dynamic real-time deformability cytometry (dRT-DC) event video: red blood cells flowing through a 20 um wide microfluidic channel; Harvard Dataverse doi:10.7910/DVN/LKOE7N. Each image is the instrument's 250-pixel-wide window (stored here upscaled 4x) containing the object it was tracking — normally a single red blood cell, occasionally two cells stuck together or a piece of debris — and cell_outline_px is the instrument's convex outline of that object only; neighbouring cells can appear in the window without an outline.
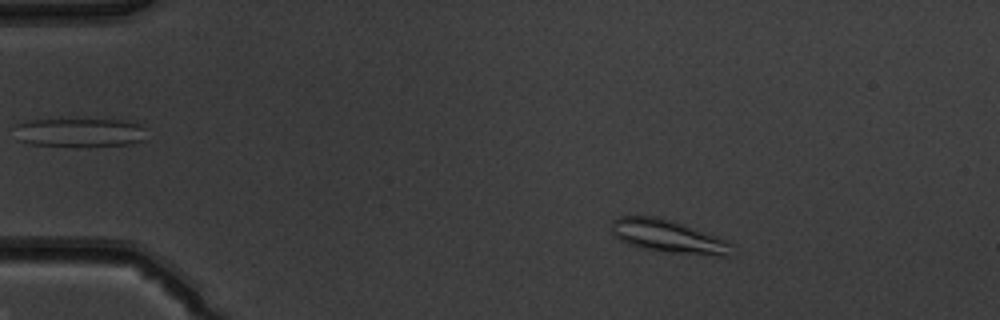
{"species": "common noctule bat (a hibernating species)", "species_latin": "Nyctalus noctula", "temperature_condition": "warm", "stored_images_in_passage": 45, "camera_frame_rate_fps": 3000, "um_per_image_px": 0.085, "animal": {"sex": "male", "body_mass_g": 19.5, "forearm_length_mm": 54.6}, "frame": {"image": 1, "passage_image": 3, "time_ms": 0.667, "image_size_px": [1000, 320], "cell_outline_px": [[732, 244], [728, 256], [720, 256], [672, 252], [640, 248], [628, 244], [620, 240], [612, 232], [612, 220], [620, 216], [656, 216], [716, 236]], "centroid_in_image_um": [56.73, 20.09], "position_along_channel_um": 28.3, "area_um2": 22.37}}
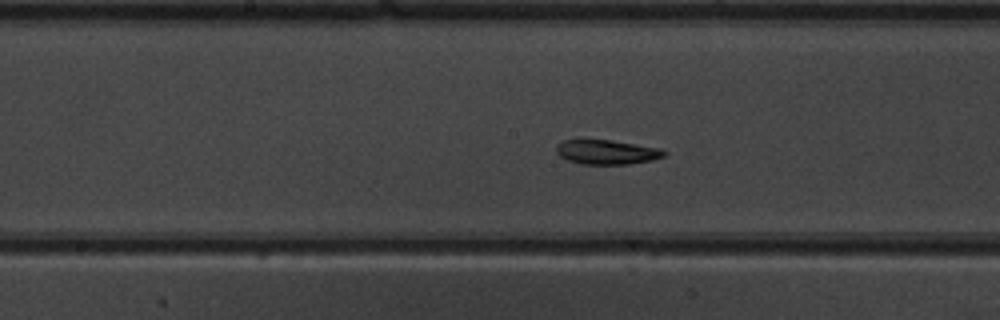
{"frame": {"image": 2, "passage_image": 21, "time_ms": 6.667, "image_size_px": [1000, 320], "cell_outline_px": [[668, 152], [664, 156], [652, 160], [628, 164], [580, 164], [568, 160], [560, 156], [556, 152], [556, 144], [564, 140], [580, 136], [612, 140], [660, 148]], "centroid_in_image_um": [51.5, 12.88], "position_along_channel_um": 196.7, "area_um2": 16.07}}
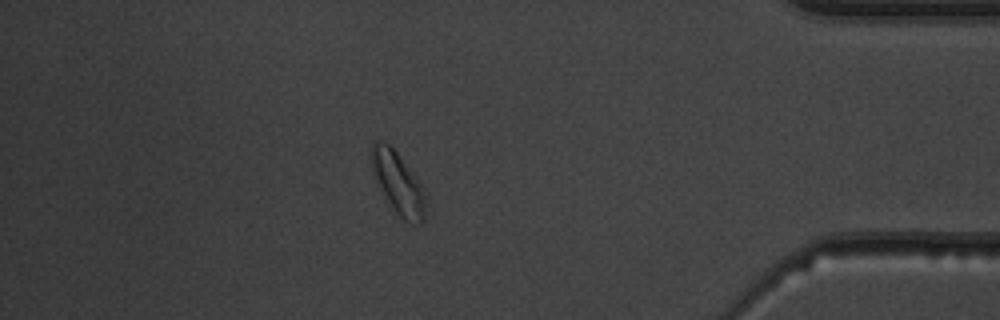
{"frame": {"image": 3, "passage_image": 39, "time_ms": 12.667, "image_size_px": [1000, 320], "cell_outline_px": [[428, 196], [424, 220], [420, 224], [404, 220], [392, 208], [372, 172], [372, 140], [380, 140], [388, 144], [396, 152], [420, 180]], "centroid_in_image_um": [33.9, 15.57], "position_along_channel_um": 401.3, "area_um2": 19.59}, "authors_computed_cell_mechanics": {"area_um2": 16.762, "velocity_mm_per_s": 3.9825, "shape_relaxation_time_tau1_ms": 2.8015, "shape_relaxation_time_tau2_ms": 9.0453, "deformation_change_tau1": 0.1097, "deformation_change_tau2": 0.1929}}